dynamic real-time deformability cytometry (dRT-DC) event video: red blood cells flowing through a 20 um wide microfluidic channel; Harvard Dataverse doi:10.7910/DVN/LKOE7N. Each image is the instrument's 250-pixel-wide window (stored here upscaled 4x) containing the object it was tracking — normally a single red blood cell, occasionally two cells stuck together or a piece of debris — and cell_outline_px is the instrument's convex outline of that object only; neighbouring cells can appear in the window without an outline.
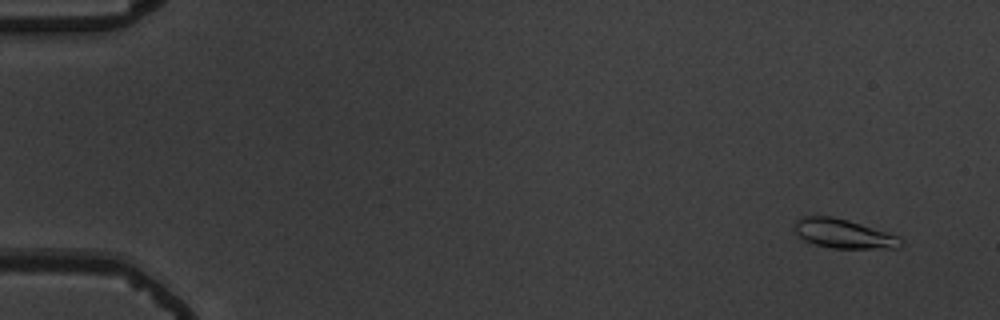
{"species": "common noctule bat (a hibernating species)", "species_latin": "Nyctalus noctula", "temperature_condition": "warm", "stored_images_in_passage": 55, "camera_frame_rate_fps": 3000, "um_per_image_px": 0.085, "animal": {"sex": "male", "body_mass_g": 19.5, "forearm_length_mm": 54.6}, "frame": {"image": 1, "passage_image": 3, "time_ms": 0.667, "image_size_px": [1000, 320], "cell_outline_px": [[904, 244], [896, 248], [832, 248], [812, 244], [804, 240], [796, 232], [796, 220], [800, 216], [832, 216], [848, 220], [900, 236], [904, 240]], "centroid_in_image_um": [71.73, 19.87], "position_along_channel_um": 13.3, "area_um2": 18.09}}
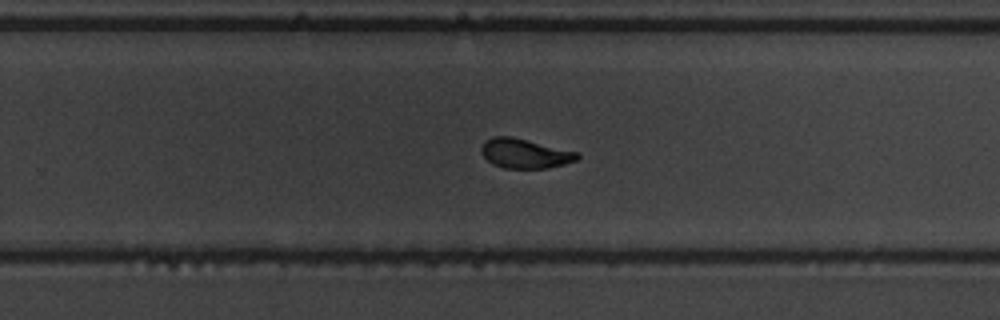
{"frame": {"image": 2, "passage_image": 36, "time_ms": 11.667, "image_size_px": [1000, 320], "cell_outline_px": [[580, 156], [576, 160], [564, 164], [548, 168], [504, 168], [492, 164], [480, 152], [480, 148], [484, 140], [492, 136], [512, 136], [580, 152]], "centroid_in_image_um": [44.6, 13.03], "position_along_channel_um": 285.2, "area_um2": 16.76}}
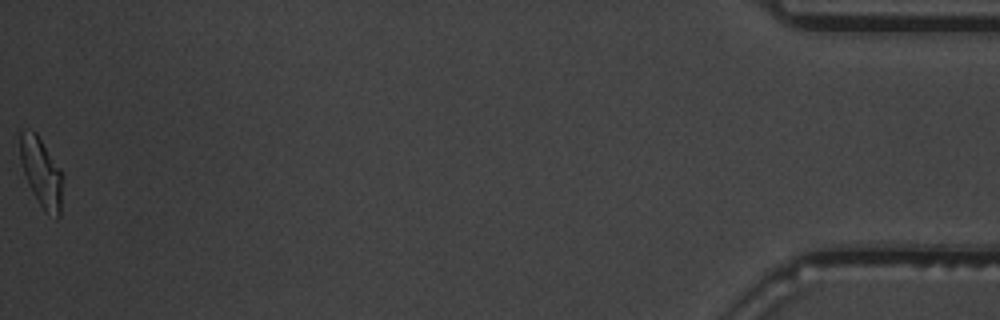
{"frame": {"image": 3, "passage_image": 55, "time_ms": 18.0, "image_size_px": [1000, 320], "cell_outline_px": [[60, 216], [56, 220], [44, 212], [28, 184], [20, 160], [20, 128], [24, 128], [36, 132], [60, 168]], "centroid_in_image_um": [3.47, 14.64], "position_along_channel_um": 431.7, "area_um2": 16.88}, "authors_computed_cell_mechanics": {"area_um2": 17.1666, "velocity_mm_per_s": 3.7403, "shape_relaxation_time_tau1_ms": 2.0619, "shape_relaxation_time_tau2_ms": 1.3994, "deformation_change_tau1": 0.1331, "deformation_change_tau2": 0.0641}}